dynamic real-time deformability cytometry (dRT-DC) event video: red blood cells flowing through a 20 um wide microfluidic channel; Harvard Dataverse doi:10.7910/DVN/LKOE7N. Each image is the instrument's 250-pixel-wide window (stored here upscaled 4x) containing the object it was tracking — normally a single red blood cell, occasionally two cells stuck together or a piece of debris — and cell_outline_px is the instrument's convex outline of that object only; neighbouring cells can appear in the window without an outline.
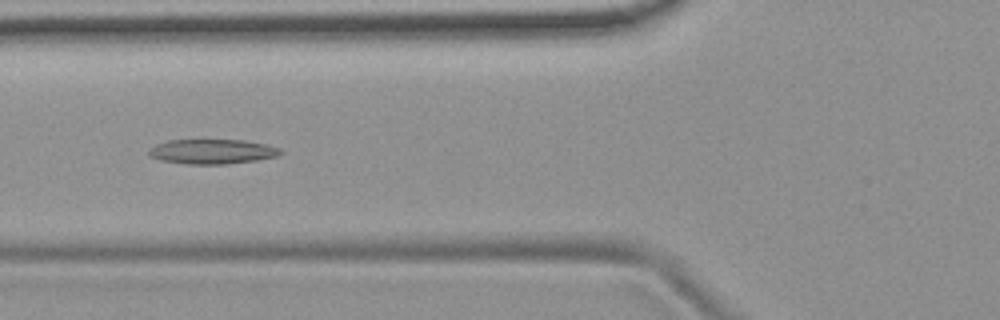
{"species": "common noctule bat (a hibernating species)", "species_latin": "Nyctalus noctula", "temperature_condition": "room temperature", "stored_images_in_passage": 39, "camera_frame_rate_fps": 3000, "um_per_image_px": 0.085, "animal": {"sex": "female", "body_mass_g": 19.9}, "frame": {"image": 1, "passage_image": 6, "time_ms": 1.667, "image_size_px": [1000, 320], "cell_outline_px": [[284, 152], [280, 156], [256, 160], [228, 164], [188, 164], [160, 160], [148, 156], [148, 148], [156, 144], [168, 140], [244, 140], [264, 144], [280, 148]], "centroid_in_image_um": [18.03, 12.88], "position_along_channel_um": 107.8, "area_um2": 19.13}}
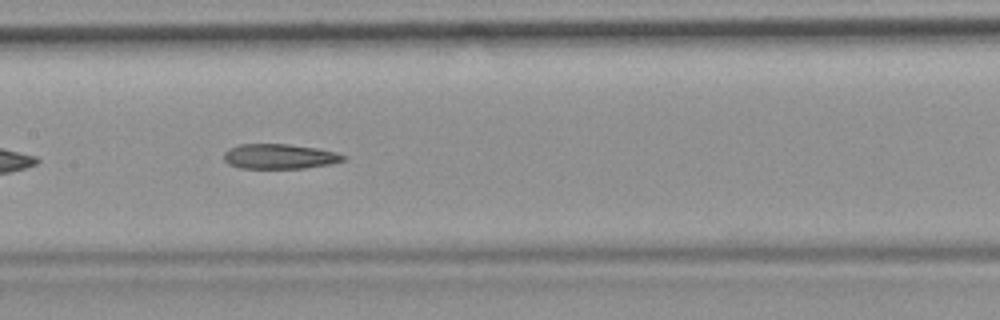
{"frame": {"image": 2, "passage_image": 12, "time_ms": 3.667, "image_size_px": [1000, 320], "cell_outline_px": [[348, 156], [344, 160], [332, 164], [304, 168], [240, 168], [228, 164], [224, 160], [224, 152], [228, 148], [240, 144], [288, 144], [316, 148], [336, 152]], "centroid_in_image_um": [23.76, 13.29], "position_along_channel_um": 183.6, "area_um2": 17.46}, "authors_computed_cell_mechanics": {"area_um2": 18.496, "velocity_mm_per_s": 3.7899, "shape_relaxation_time_tau1_ms": null, "shape_relaxation_time_tau2_ms": 4.8348, "deformation_change_tau1": null, "deformation_change_tau2": 0.1529}}